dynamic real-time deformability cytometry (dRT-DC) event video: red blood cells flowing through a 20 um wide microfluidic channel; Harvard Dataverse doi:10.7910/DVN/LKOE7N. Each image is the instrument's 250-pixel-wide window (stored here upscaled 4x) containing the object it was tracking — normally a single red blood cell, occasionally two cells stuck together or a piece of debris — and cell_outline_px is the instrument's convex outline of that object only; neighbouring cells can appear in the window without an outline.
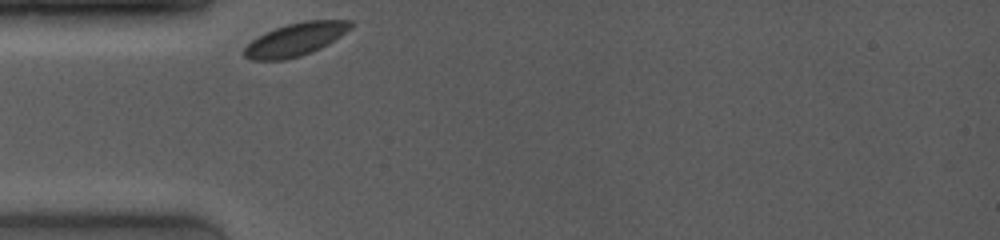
{"species": "common noctule bat (a hibernating species)", "species_latin": "Nyctalus noctula", "temperature_condition": "room temperature", "stored_images_in_passage": 10, "camera_frame_rate_fps": 4000, "um_per_image_px": 0.085, "animal": {"sex": "female", "body_mass_g": 19.0, "forearm_length_mm": 53.3}, "frame": {"image": 1, "passage_image": 1, "time_ms": 0.0, "image_size_px": [1000, 240], "cell_outline_px": [[352, 28], [340, 36], [320, 48], [300, 56], [284, 60], [252, 60], [244, 56], [240, 52], [252, 40], [264, 32], [288, 24], [304, 20], [352, 20]], "centroid_in_image_um": [25.09, 3.35], "position_along_channel_um": 59.9, "area_um2": 20.4}}
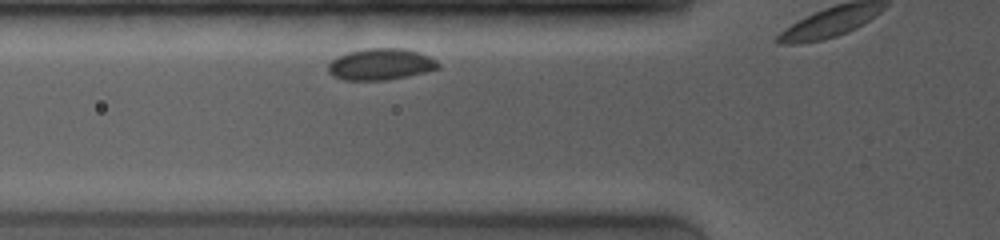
{"frame": {"image": 2, "passage_image": 5, "time_ms": 1.0, "image_size_px": [1000, 240], "cell_outline_px": [[440, 68], [408, 76], [384, 80], [344, 80], [332, 76], [328, 72], [328, 64], [336, 56], [348, 52], [368, 48], [404, 48], [428, 56], [436, 60], [440, 64]], "centroid_in_image_um": [32.33, 5.46], "position_along_channel_um": 93.5, "area_um2": 20.17}}